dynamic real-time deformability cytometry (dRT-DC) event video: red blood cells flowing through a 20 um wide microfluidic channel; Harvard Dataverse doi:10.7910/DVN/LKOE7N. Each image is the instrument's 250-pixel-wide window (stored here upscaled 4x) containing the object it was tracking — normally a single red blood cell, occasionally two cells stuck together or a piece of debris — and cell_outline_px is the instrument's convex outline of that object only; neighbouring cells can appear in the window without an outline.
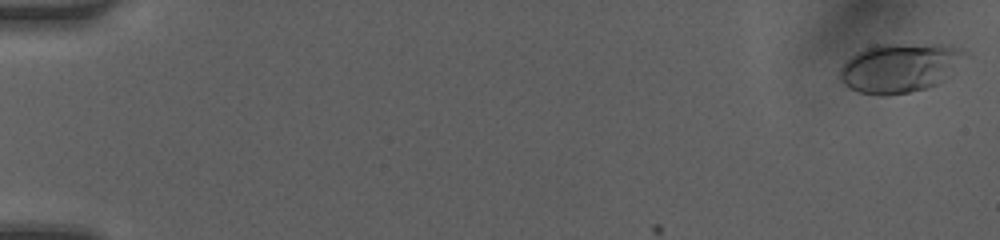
{"species": "human", "species_latin": "Homo sapiens", "temperature_condition": "room temperature", "stored_images_in_passage": 13, "camera_frame_rate_fps": 3000, "um_per_image_px": 0.085, "donor": {"sex": "female"}, "frame": {"image": 1, "passage_image": 1, "time_ms": 0.0, "image_size_px": [1000, 240], "cell_outline_px": [[972, 56], [936, 84], [924, 88], [908, 92], [880, 96], [860, 92], [848, 88], [840, 80], [840, 68], [856, 52], [876, 44], [940, 44], [960, 48], [968, 52]], "centroid_in_image_um": [76.52, 5.74], "position_along_channel_um": 8.5, "area_um2": 36.01}}